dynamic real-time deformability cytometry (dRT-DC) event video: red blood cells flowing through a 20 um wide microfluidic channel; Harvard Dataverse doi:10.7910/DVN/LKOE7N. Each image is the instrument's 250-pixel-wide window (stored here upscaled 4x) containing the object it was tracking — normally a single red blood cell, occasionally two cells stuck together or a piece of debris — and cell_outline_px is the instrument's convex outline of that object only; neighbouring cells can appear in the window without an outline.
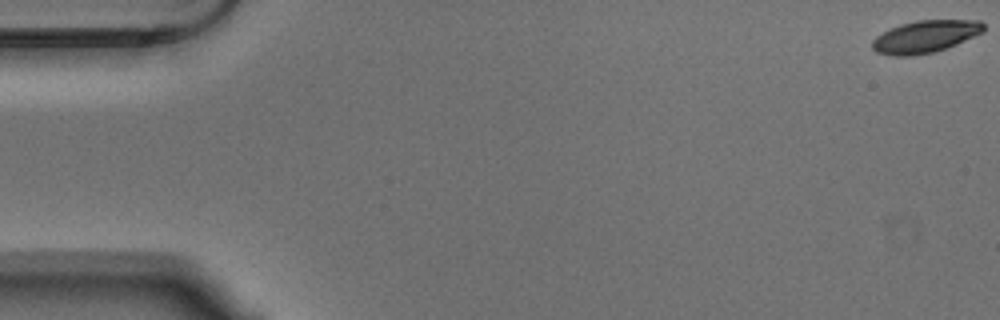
{"species": "Egyptian fruit bat (a non-hibernating species)", "species_latin": "Rousettus aegyptiacus", "temperature_condition": "warm", "stored_images_in_passage": 16, "camera_frame_rate_fps": 3000, "um_per_image_px": 0.085, "animal": {"sex": "male"}, "frame": {"image": 1, "passage_image": 1, "time_ms": 0.0, "image_size_px": [1000, 320], "cell_outline_px": [[984, 32], [956, 44], [932, 52], [912, 56], [892, 56], [876, 52], [872, 48], [872, 40], [876, 36], [900, 24], [916, 20], [980, 20], [984, 24]], "centroid_in_image_um": [78.64, 3.1], "position_along_channel_um": 6.4, "area_um2": 20.87}}
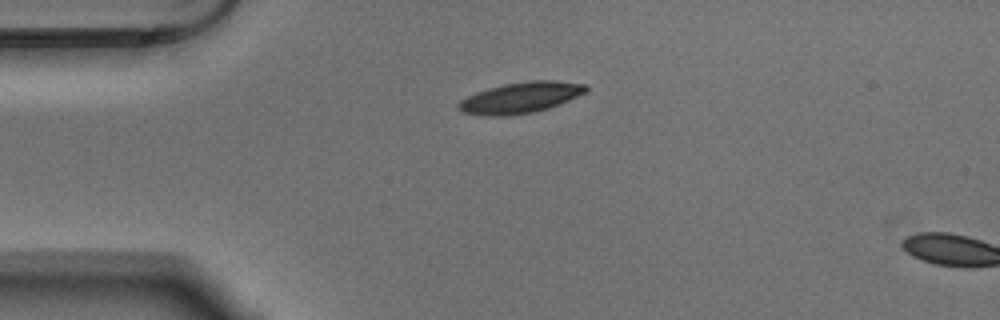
{"frame": {"image": 2, "passage_image": 14, "time_ms": 4.333, "image_size_px": [1000, 320], "cell_outline_px": [[588, 92], [548, 108], [532, 112], [508, 116], [492, 116], [464, 112], [456, 108], [456, 104], [460, 100], [476, 92], [488, 88], [504, 84], [528, 80], [556, 80], [588, 84]], "centroid_in_image_um": [44.27, 8.28], "position_along_channel_um": 40.7, "area_um2": 23.06}}